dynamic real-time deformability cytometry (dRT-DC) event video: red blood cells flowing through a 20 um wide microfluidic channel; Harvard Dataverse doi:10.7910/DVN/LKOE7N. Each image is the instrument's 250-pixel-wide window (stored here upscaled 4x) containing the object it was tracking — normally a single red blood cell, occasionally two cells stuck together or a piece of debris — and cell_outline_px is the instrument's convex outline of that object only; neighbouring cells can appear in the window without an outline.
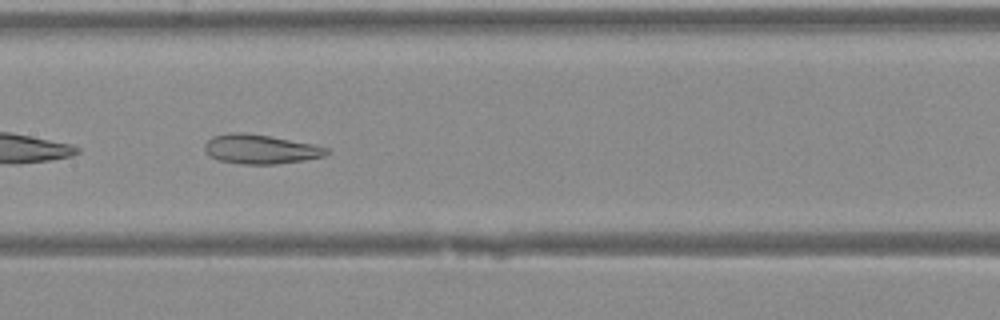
{"species": "Egyptian fruit bat (a non-hibernating species)", "species_latin": "Rousettus aegyptiacus", "temperature_condition": "warm", "stored_images_in_passage": 30, "camera_frame_rate_fps": 3000, "um_per_image_px": 0.085, "animal": {"sex": "female"}, "frame": {"image": 1, "passage_image": 9, "time_ms": 2.667, "image_size_px": [1000, 320], "cell_outline_px": [[328, 152], [324, 156], [276, 164], [244, 164], [220, 160], [212, 156], [204, 148], [204, 144], [212, 136], [232, 132], [240, 132], [268, 136], [312, 144], [328, 148]], "centroid_in_image_um": [22.11, 12.67], "position_along_channel_um": 185.3, "area_um2": 20.29}}